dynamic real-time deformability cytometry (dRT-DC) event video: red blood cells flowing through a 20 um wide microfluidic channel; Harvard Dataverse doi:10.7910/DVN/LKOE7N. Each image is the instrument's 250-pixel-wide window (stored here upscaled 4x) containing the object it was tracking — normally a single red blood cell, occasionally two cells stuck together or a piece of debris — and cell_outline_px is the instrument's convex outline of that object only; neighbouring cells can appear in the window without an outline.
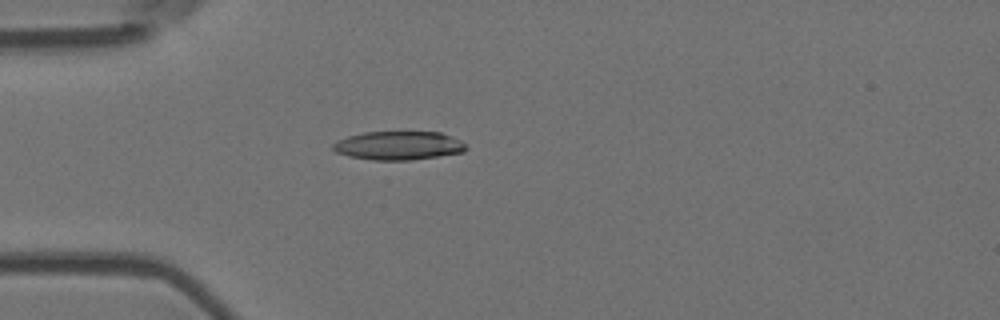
{"species": "Egyptian fruit bat (a non-hibernating species)", "species_latin": "Rousettus aegyptiacus", "temperature_condition": "room temperature", "stored_images_in_passage": 55, "camera_frame_rate_fps": 3000, "um_per_image_px": 0.085, "animal": {"sex": "female"}, "frame": {"image": 1, "passage_image": 15, "time_ms": 4.667, "image_size_px": [1000, 320], "cell_outline_px": [[468, 148], [464, 152], [408, 160], [372, 160], [348, 156], [336, 152], [332, 148], [332, 144], [336, 140], [348, 136], [364, 132], [440, 132], [460, 140]], "centroid_in_image_um": [33.84, 12.37], "position_along_channel_um": 51.2, "area_um2": 22.14}}
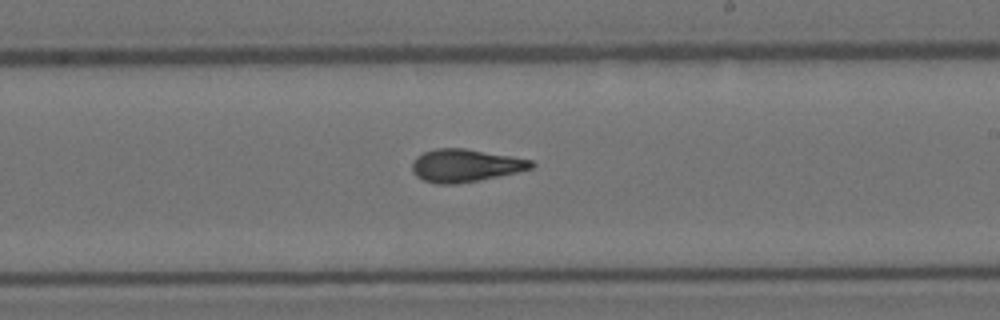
{"frame": {"image": 2, "passage_image": 32, "time_ms": 10.333, "image_size_px": [1000, 320], "cell_outline_px": [[536, 164], [532, 168], [516, 172], [456, 184], [436, 184], [424, 180], [416, 176], [412, 172], [412, 164], [416, 156], [424, 152], [436, 148], [464, 148], [512, 156], [532, 160]], "centroid_in_image_um": [39.53, 14.06], "position_along_channel_um": 249.5, "area_um2": 22.6}}
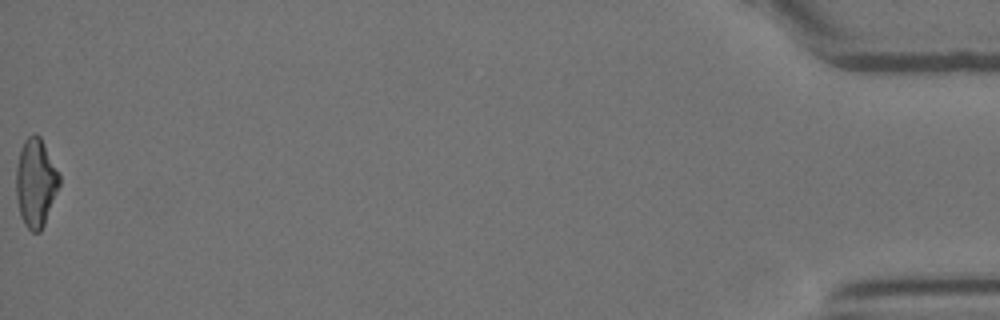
{"frame": {"image": 3, "passage_image": 55, "time_ms": 18.0, "image_size_px": [1000, 320], "cell_outline_px": [[60, 184], [44, 224], [40, 232], [32, 232], [24, 224], [20, 216], [16, 196], [16, 168], [20, 148], [24, 140], [28, 136], [36, 132], [40, 136], [60, 172]], "centroid_in_image_um": [3.03, 15.5], "position_along_channel_um": 432.2, "area_um2": 22.48}, "authors_computed_cell_mechanics": {"area_um2": 22.3108, "velocity_mm_per_s": 3.6846, "shape_relaxation_time_tau1_ms": 10.9882, "shape_relaxation_time_tau2_ms": 2.7519, "deformation_change_tau1": 0.2734, "deformation_change_tau2": 0.1139}}